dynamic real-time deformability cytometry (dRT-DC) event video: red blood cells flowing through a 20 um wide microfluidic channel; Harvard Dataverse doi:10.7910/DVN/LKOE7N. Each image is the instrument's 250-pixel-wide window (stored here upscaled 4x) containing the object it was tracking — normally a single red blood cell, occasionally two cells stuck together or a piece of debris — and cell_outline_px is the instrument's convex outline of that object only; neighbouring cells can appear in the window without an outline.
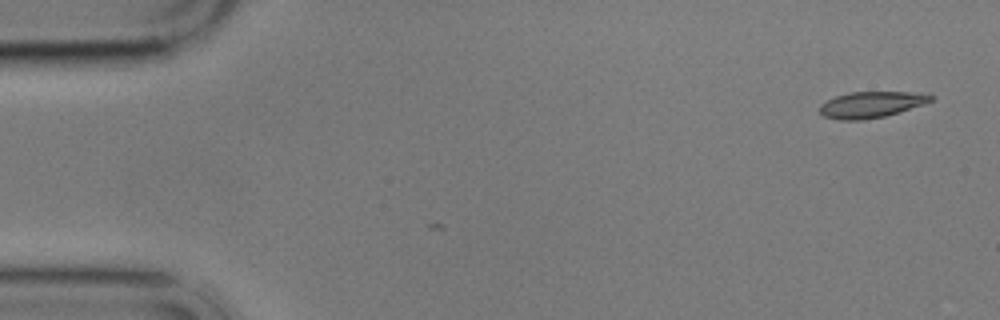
{"species": "common noctule bat (a hibernating species)", "species_latin": "Nyctalus noctula", "temperature_condition": "cold", "stored_images_in_passage": 2, "camera_frame_rate_fps": 3000, "um_per_image_px": 0.085, "animal": {"sex": "male", "body_mass_g": 17.9}, "frame": {"image": 1, "passage_image": 2, "time_ms": 1.0, "image_size_px": [1000, 320], "cell_outline_px": [[936, 96], [932, 100], [924, 104], [884, 116], [864, 120], [840, 120], [824, 116], [820, 112], [820, 104], [836, 96], [852, 92], [908, 92]], "centroid_in_image_um": [74.03, 8.89], "position_along_channel_um": 11.0, "area_um2": 16.65}}